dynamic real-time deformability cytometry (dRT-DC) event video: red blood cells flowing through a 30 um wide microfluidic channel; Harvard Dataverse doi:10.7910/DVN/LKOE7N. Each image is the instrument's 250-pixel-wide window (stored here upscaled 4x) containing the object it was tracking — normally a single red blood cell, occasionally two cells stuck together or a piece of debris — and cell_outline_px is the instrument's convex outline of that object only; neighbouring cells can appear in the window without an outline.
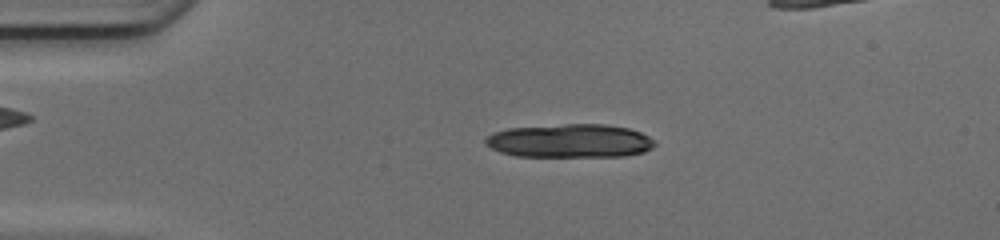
{"species": "common noctule bat (a hibernating species)", "species_latin": "Nyctalus noctula", "temperature_condition": "cold", "stored_images_in_passage": 33, "camera_frame_rate_fps": 3000, "um_per_image_px": 0.085, "animal": {"sex": "female", "body_mass_g": 17.0, "forearm_length_mm": 48.0}, "frame": {"image": 1, "passage_image": 6, "time_ms": 1.667, "image_size_px": [1000, 240], "cell_outline_px": [[656, 144], [652, 148], [644, 152], [624, 156], [516, 156], [500, 152], [484, 144], [484, 140], [492, 132], [508, 128], [564, 124], [604, 124], [628, 128], [640, 132], [656, 140]], "centroid_in_image_um": [48.45, 11.97], "position_along_channel_um": 36.6, "area_um2": 33.23}, "authors_computed_cell_mechanics": {"area_um2": 18.6694, "velocity_mm_per_s": 4.2022, "shape_relaxation_time_tau1_ms": null, "shape_relaxation_time_tau2_ms": 4.269, "deformation_change_tau1": null, "deformation_change_tau2": 0.1045}}